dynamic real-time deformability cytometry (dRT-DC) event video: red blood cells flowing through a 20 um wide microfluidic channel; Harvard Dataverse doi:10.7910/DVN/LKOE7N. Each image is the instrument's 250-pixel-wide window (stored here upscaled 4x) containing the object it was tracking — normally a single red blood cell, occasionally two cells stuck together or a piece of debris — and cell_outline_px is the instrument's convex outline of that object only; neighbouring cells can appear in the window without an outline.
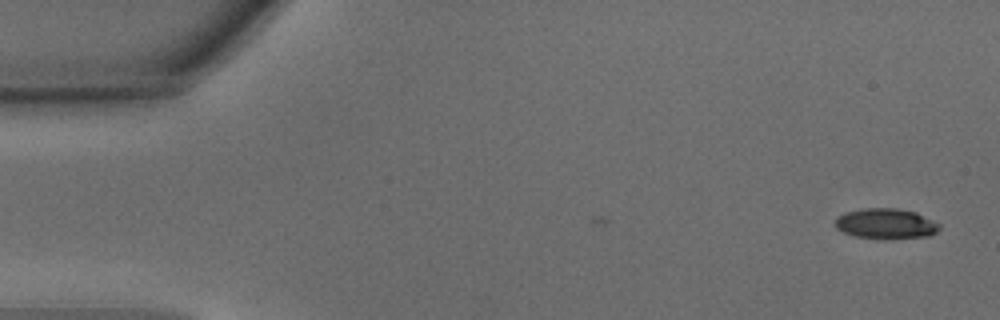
{"species": "common noctule bat (a hibernating species)", "species_latin": "Nyctalus noctula", "temperature_condition": "warm", "stored_images_in_passage": 4, "camera_frame_rate_fps": 3000, "um_per_image_px": 0.085, "animal": {"sex": "male", "body_mass_g": 15.6}, "frame": {"image": 1, "passage_image": 1, "time_ms": 0.0, "image_size_px": [1000, 320], "cell_outline_px": [[940, 228], [936, 232], [928, 236], [884, 240], [856, 236], [844, 232], [836, 228], [836, 216], [848, 212], [864, 208], [896, 208], [916, 212], [940, 224]], "centroid_in_image_um": [75.31, 19.02], "position_along_channel_um": 9.7, "area_um2": 18.5}}